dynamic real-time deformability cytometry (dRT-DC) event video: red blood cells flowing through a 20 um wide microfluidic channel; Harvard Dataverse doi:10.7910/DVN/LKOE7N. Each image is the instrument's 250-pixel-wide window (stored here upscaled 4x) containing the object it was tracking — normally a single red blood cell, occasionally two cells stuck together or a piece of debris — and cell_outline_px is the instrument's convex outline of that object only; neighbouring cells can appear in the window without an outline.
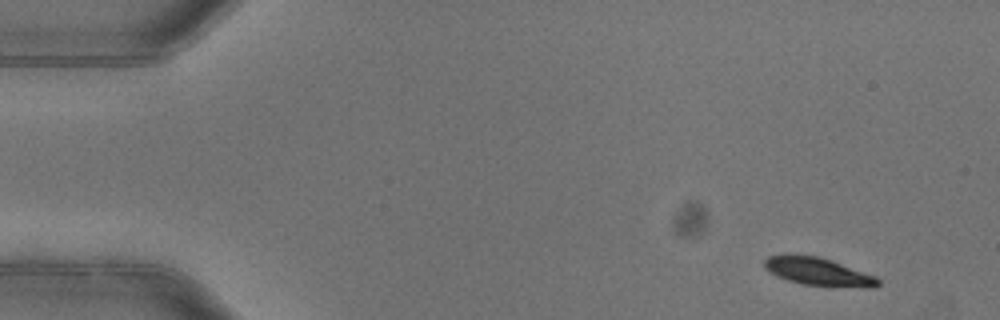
{"species": "common noctule bat (a hibernating species)", "species_latin": "Nyctalus noctula", "temperature_condition": "warm", "stored_images_in_passage": 4, "camera_frame_rate_fps": 3000, "um_per_image_px": 0.085, "animal": {"sex": "female"}, "frame": {"image": 1, "passage_image": 1, "time_ms": 0.0, "image_size_px": [1000, 320], "cell_outline_px": [[880, 284], [876, 288], [864, 288], [804, 284], [788, 280], [776, 276], [768, 272], [764, 268], [764, 260], [768, 256], [784, 252], [788, 252], [820, 256], [832, 260], [876, 276], [880, 280]], "centroid_in_image_um": [69.51, 23.05], "position_along_channel_um": 15.5, "area_um2": 19.13}}
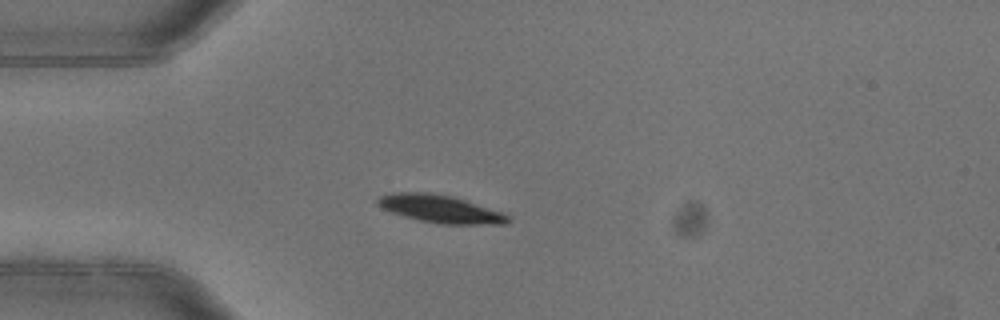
{"frame": {"image": 2, "passage_image": 3, "time_ms": 0.667, "image_size_px": [1000, 320], "cell_outline_px": [[512, 220], [508, 224], [440, 224], [420, 220], [404, 216], [380, 208], [376, 204], [376, 200], [380, 196], [392, 192], [428, 192], [452, 196], [512, 216]], "centroid_in_image_um": [37.41, 17.76], "position_along_channel_um": 47.6, "area_um2": 21.04}}